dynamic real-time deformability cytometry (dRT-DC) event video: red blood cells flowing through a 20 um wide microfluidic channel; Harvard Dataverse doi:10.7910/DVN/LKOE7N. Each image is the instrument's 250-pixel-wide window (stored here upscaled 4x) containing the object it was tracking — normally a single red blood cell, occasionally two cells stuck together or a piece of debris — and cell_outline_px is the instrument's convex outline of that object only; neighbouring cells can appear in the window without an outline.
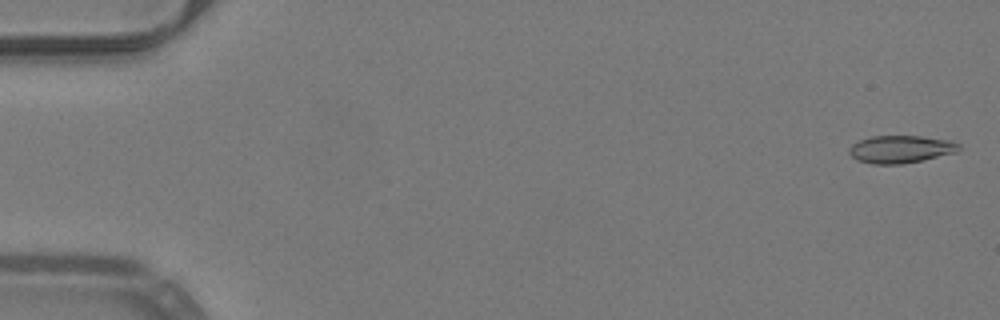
{"species": "common noctule bat (a hibernating species)", "species_latin": "Nyctalus noctula", "temperature_condition": "warm", "stored_images_in_passage": 53, "camera_frame_rate_fps": 3000, "um_per_image_px": 0.085, "animal": {"sex": "male", "body_mass_g": 19.2, "forearm_length_mm": 51.8}, "frame": {"image": 1, "passage_image": 2, "time_ms": 0.333, "image_size_px": [1000, 320], "cell_outline_px": [[960, 148], [956, 152], [924, 160], [904, 164], [872, 164], [856, 160], [848, 152], [848, 148], [852, 144], [860, 140], [872, 136], [920, 136], [952, 140], [960, 144]], "centroid_in_image_um": [76.56, 12.69], "position_along_channel_um": 8.4, "area_um2": 17.8}}
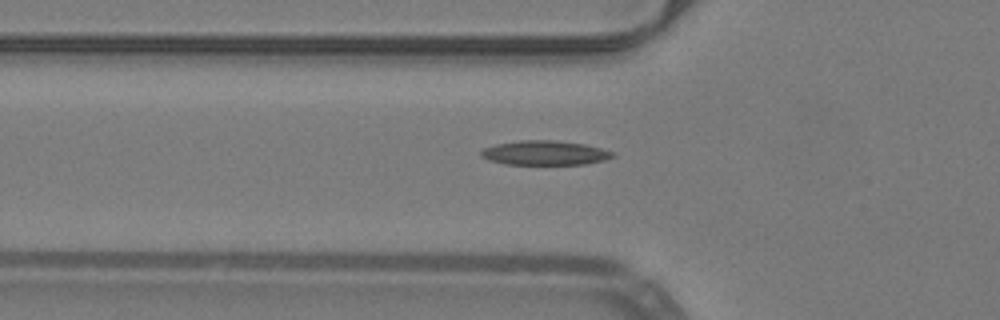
{"frame": {"image": 2, "passage_image": 19, "time_ms": 6.0, "image_size_px": [1000, 320], "cell_outline_px": [[616, 156], [604, 160], [584, 164], [504, 164], [488, 160], [480, 156], [480, 152], [484, 148], [496, 144], [520, 140], [556, 140], [584, 144], [600, 148], [612, 152]], "centroid_in_image_um": [46.28, 12.99], "position_along_channel_um": 79.5, "area_um2": 18.67}}
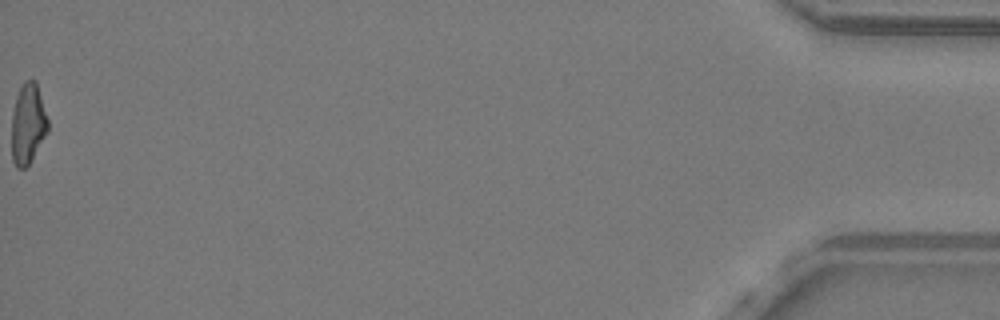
{"frame": {"image": 3, "passage_image": 53, "time_ms": 17.333, "image_size_px": [1000, 320], "cell_outline_px": [[48, 132], [28, 164], [24, 168], [16, 168], [12, 160], [12, 112], [16, 96], [24, 80], [36, 80], [48, 120]], "centroid_in_image_um": [2.37, 10.51], "position_along_channel_um": 432.8, "area_um2": 16.94}}